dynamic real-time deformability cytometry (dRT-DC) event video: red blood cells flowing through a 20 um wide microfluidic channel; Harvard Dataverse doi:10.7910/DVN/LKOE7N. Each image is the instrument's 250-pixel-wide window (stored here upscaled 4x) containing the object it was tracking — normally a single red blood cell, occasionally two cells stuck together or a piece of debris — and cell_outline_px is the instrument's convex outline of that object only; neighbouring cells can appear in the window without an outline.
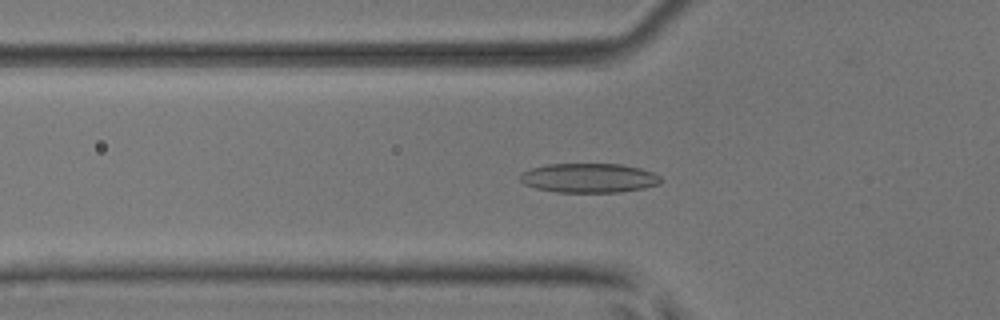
{"species": "common noctule bat (a hibernating species)", "species_latin": "Nyctalus noctula", "temperature_condition": "room temperature", "stored_images_in_passage": 54, "camera_frame_rate_fps": 3000, "um_per_image_px": 0.085, "animal": {"sex": "male", "body_mass_g": 17.9, "forearm_length_mm": 54.2}, "frame": {"image": 1, "passage_image": 19, "time_ms": 6.0, "image_size_px": [1000, 320], "cell_outline_px": [[664, 180], [660, 184], [644, 188], [620, 192], [556, 192], [536, 188], [524, 184], [520, 180], [520, 176], [524, 172], [532, 168], [548, 164], [620, 164], [640, 168], [652, 172], [660, 176]], "centroid_in_image_um": [50.1, 15.13], "position_along_channel_um": 75.7, "area_um2": 24.04}}
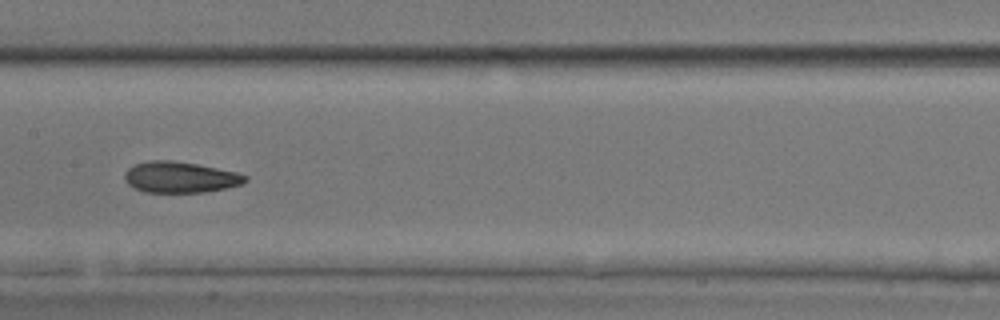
{"frame": {"image": 2, "passage_image": 28, "time_ms": 9.0, "image_size_px": [1000, 320], "cell_outline_px": [[248, 180], [240, 184], [224, 188], [204, 192], [144, 192], [128, 184], [124, 180], [124, 176], [128, 168], [132, 164], [148, 160], [172, 160], [196, 164], [236, 172], [248, 176]], "centroid_in_image_um": [15.27, 15.05], "position_along_channel_um": 192.1, "area_um2": 21.73}}
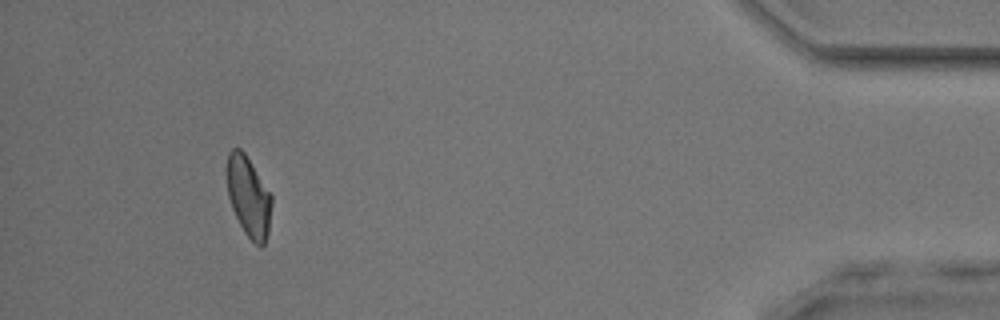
{"frame": {"image": 3, "passage_image": 50, "time_ms": 16.333, "image_size_px": [1000, 320], "cell_outline_px": [[272, 204], [268, 232], [264, 244], [260, 248], [244, 232], [232, 208], [228, 196], [228, 152], [232, 148], [240, 148], [244, 152], [272, 196]], "centroid_in_image_um": [21.14, 16.73], "position_along_channel_um": 414.1, "area_um2": 20.52}, "authors_computed_cell_mechanics": {"area_um2": 21.964, "velocity_mm_per_s": 3.8731, "shape_relaxation_time_tau1_ms": 9.8064, "shape_relaxation_time_tau2_ms": 2.4867, "deformation_change_tau1": 0.2005, "deformation_change_tau2": 0.1023}}